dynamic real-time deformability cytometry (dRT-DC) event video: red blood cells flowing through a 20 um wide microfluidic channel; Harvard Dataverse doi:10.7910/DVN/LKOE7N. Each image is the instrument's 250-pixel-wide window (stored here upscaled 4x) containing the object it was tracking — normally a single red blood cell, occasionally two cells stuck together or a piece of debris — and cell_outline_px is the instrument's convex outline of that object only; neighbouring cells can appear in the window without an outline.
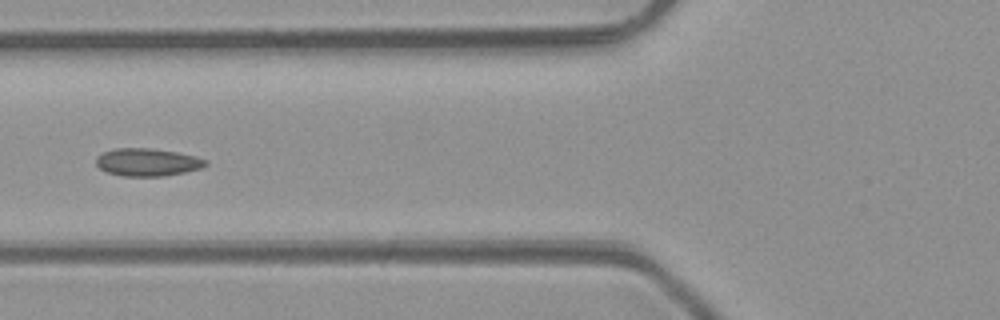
{"species": "common noctule bat (a hibernating species)", "species_latin": "Nyctalus noctula", "temperature_condition": "room temperature", "stored_images_in_passage": 5, "camera_frame_rate_fps": 3000, "um_per_image_px": 0.085, "animal": {"sex": "male", "body_mass_g": 23.1, "forearm_length_mm": 52.7}, "frame": {"image": 1, "passage_image": 4, "time_ms": 4.333, "image_size_px": [1000, 320], "cell_outline_px": [[208, 164], [200, 168], [184, 172], [164, 176], [120, 176], [108, 172], [100, 168], [96, 164], [96, 156], [104, 152], [116, 148], [152, 148], [176, 152], [196, 156], [208, 160]], "centroid_in_image_um": [12.53, 13.78], "position_along_channel_um": 113.3, "area_um2": 17.69}}
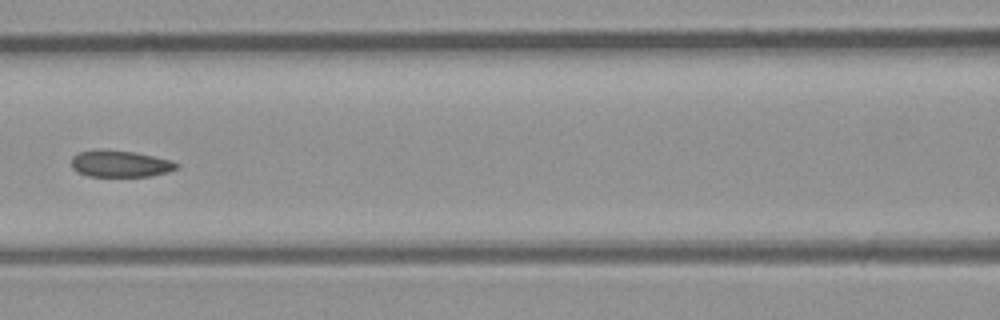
{"frame": {"image": 2, "passage_image": 5, "time_ms": 5.333, "image_size_px": [1000, 320], "cell_outline_px": [[180, 168], [168, 172], [152, 176], [88, 176], [76, 172], [72, 168], [72, 156], [80, 152], [100, 148], [136, 152], [172, 160], [180, 164]], "centroid_in_image_um": [10.24, 13.91], "position_along_channel_um": 156.4, "area_um2": 16.7}}